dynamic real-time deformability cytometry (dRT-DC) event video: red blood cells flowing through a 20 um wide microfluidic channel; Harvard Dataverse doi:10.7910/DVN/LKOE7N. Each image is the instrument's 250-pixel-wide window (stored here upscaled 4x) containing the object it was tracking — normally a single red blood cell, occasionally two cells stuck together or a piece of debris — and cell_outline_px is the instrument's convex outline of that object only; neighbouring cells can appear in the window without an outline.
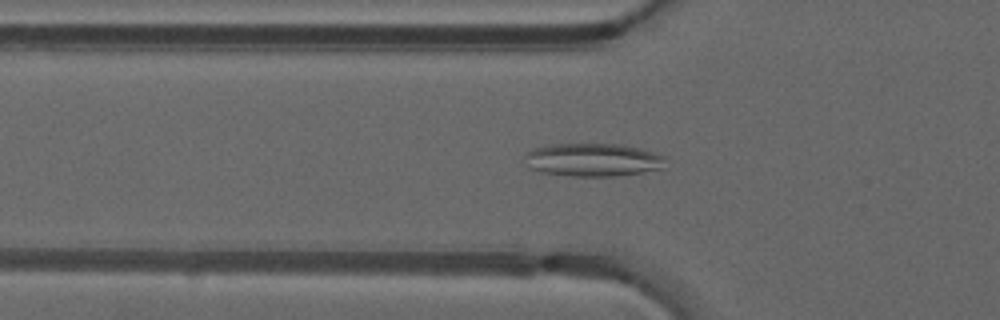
{"species": "common noctule bat (a hibernating species)", "species_latin": "Nyctalus noctula", "temperature_condition": "warm", "stored_images_in_passage": 48, "camera_frame_rate_fps": 3000, "um_per_image_px": 0.085, "animal": {"sex": "male", "forearm_length_mm": 52.5}, "frame": {"image": 1, "passage_image": 16, "time_ms": 5.0, "image_size_px": [1000, 320], "cell_outline_px": [[664, 168], [640, 172], [612, 176], [572, 176], [540, 172], [528, 168], [524, 156], [532, 148], [552, 144], [620, 144], [640, 148], [664, 156]], "centroid_in_image_um": [50.35, 13.58], "position_along_channel_um": 75.5, "area_um2": 27.11}}
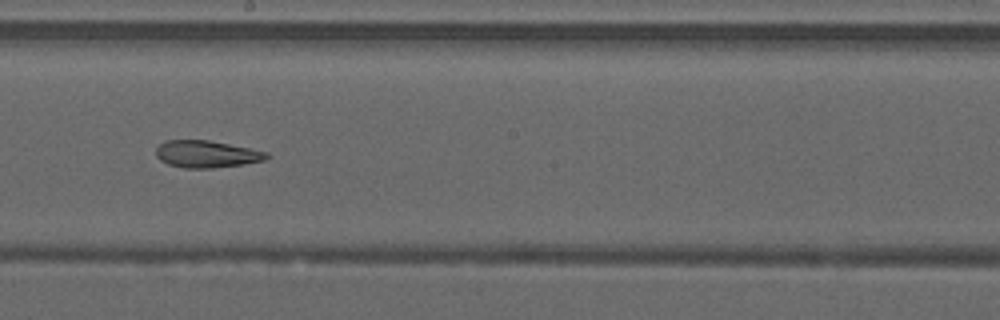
{"frame": {"image": 2, "passage_image": 27, "time_ms": 8.667, "image_size_px": [1000, 320], "cell_outline_px": [[272, 156], [264, 160], [244, 164], [212, 168], [184, 168], [168, 164], [160, 160], [156, 156], [156, 148], [164, 140], [208, 140], [268, 152]], "centroid_in_image_um": [17.55, 13.1], "position_along_channel_um": 230.6, "area_um2": 17.46}}
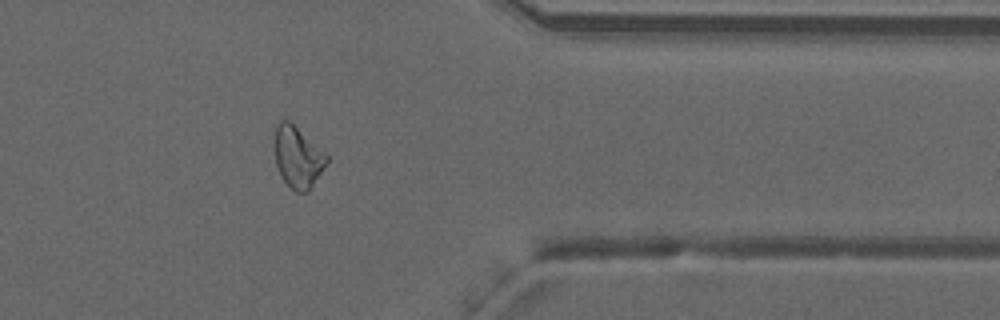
{"frame": {"image": 3, "passage_image": 39, "time_ms": 12.667, "image_size_px": [1000, 320], "cell_outline_px": [[328, 160], [308, 192], [296, 192], [284, 180], [276, 164], [276, 124], [280, 120], [288, 120], [324, 152], [328, 156]], "centroid_in_image_um": [25.31, 13.36], "position_along_channel_um": 386.1, "area_um2": 17.86}, "authors_computed_cell_mechanics": {"area_um2": 20.8369, "velocity_mm_per_s": 4.2225, "shape_relaxation_time_tau1_ms": null, "shape_relaxation_time_tau2_ms": 3.4212, "deformation_change_tau1": null, "deformation_change_tau2": 0.1129}}